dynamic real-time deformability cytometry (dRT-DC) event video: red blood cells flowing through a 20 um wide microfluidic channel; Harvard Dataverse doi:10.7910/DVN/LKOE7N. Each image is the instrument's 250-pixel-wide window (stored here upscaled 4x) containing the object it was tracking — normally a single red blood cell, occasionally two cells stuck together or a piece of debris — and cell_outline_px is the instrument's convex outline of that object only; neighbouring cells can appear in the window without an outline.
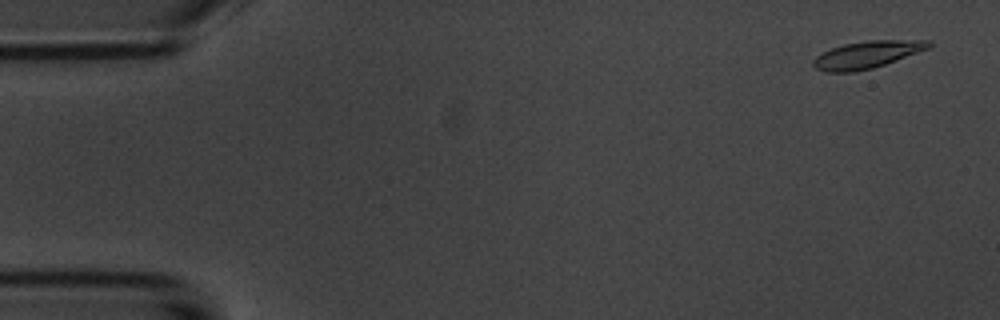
{"species": "common noctule bat (a hibernating species)", "species_latin": "Nyctalus noctula", "temperature_condition": "room temperature", "stored_images_in_passage": 5, "camera_frame_rate_fps": 3000, "um_per_image_px": 0.085, "animal": {"sex": "male", "body_mass_g": 20.1, "forearm_length_mm": 53.5}, "frame": {"image": 1, "passage_image": 1, "time_ms": 0.0, "image_size_px": [1000, 320], "cell_outline_px": [[932, 44], [928, 48], [884, 64], [872, 68], [852, 72], [824, 72], [816, 68], [812, 64], [812, 60], [816, 56], [832, 48], [844, 44], [868, 40], [932, 40]], "centroid_in_image_um": [73.66, 4.64], "position_along_channel_um": 11.3, "area_um2": 18.03}}
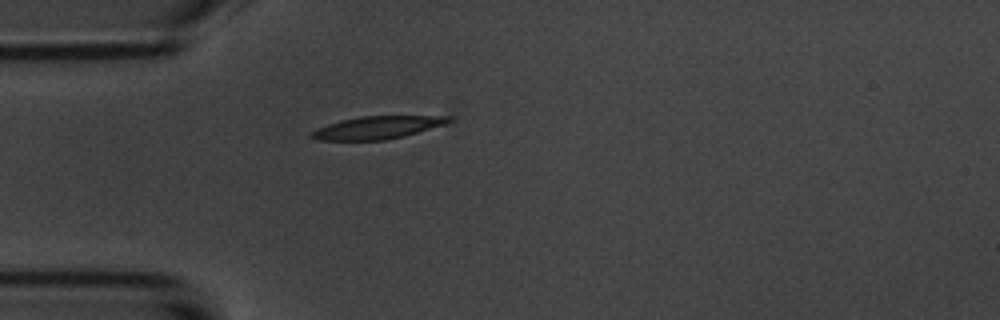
{"frame": {"image": 2, "passage_image": 5, "time_ms": 4.333, "image_size_px": [1000, 320], "cell_outline_px": [[452, 120], [444, 124], [404, 136], [384, 140], [316, 140], [308, 136], [316, 128], [340, 120], [360, 116], [452, 116]], "centroid_in_image_um": [32.02, 10.84], "position_along_channel_um": 53.0, "area_um2": 18.03}}